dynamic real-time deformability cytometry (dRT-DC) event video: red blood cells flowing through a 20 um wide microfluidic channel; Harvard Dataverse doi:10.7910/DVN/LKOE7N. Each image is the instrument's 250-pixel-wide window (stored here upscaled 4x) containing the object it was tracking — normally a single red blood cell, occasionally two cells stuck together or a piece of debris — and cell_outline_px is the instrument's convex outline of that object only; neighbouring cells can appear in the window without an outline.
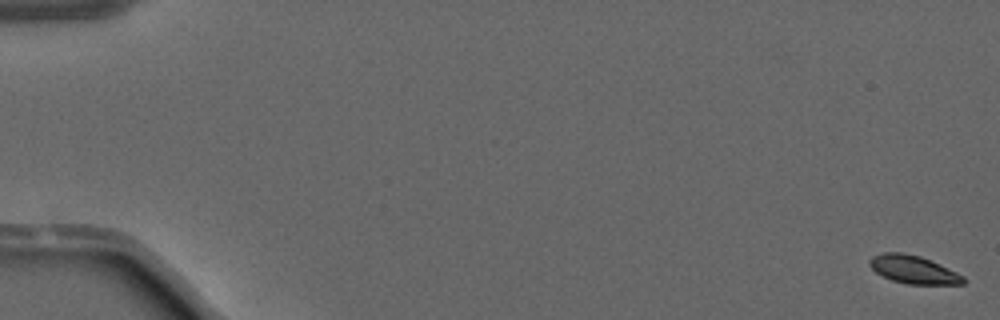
{"species": "common noctule bat (a hibernating species)", "species_latin": "Nyctalus noctula", "temperature_condition": "warm", "stored_images_in_passage": 53, "segment_of_instrument_passage": [1, 2], "camera_frame_rate_fps": 3000, "um_per_image_px": 0.085, "animal": {"sex": "male", "forearm_length_mm": 52.5}, "frame": {"image": 1, "passage_image": 1, "time_ms": 0.0, "image_size_px": [1000, 320], "cell_outline_px": [[968, 280], [964, 284], [908, 284], [892, 280], [876, 272], [868, 264], [868, 260], [872, 256], [884, 252], [904, 252], [920, 256], [940, 264], [964, 276]], "centroid_in_image_um": [77.65, 22.9], "position_along_channel_um": 7.3, "area_um2": 15.37}}
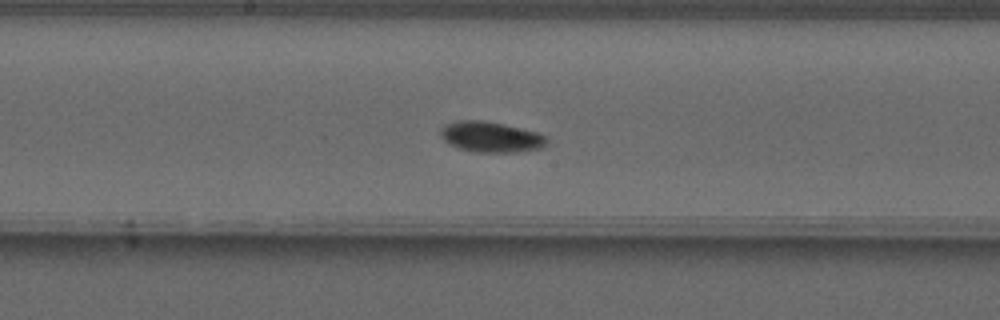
{"frame": {"image": 2, "passage_image": 29, "time_ms": 9.333, "image_size_px": [1000, 320], "cell_outline_px": [[548, 144], [544, 148], [520, 152], [476, 152], [460, 148], [448, 144], [440, 136], [440, 128], [444, 124], [456, 120], [484, 120], [504, 124], [540, 132], [548, 136]], "centroid_in_image_um": [41.77, 11.63], "position_along_channel_um": 206.4, "area_um2": 19.48}}
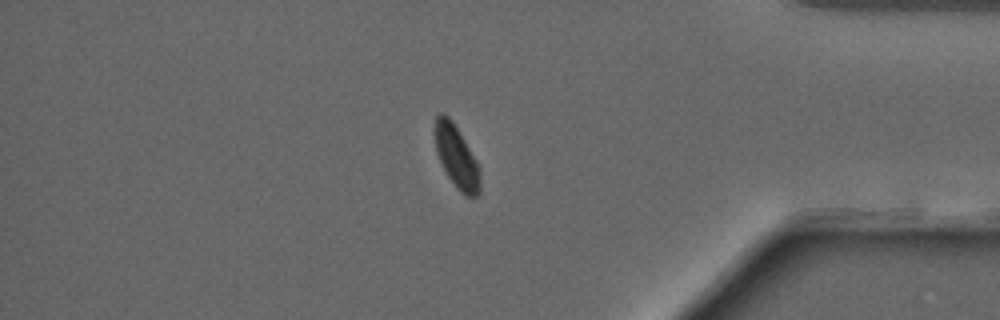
{"frame": {"image": 3, "passage_image": 45, "time_ms": 14.667, "image_size_px": [1000, 320], "cell_outline_px": [[480, 192], [476, 196], [464, 196], [456, 188], [448, 176], [436, 152], [436, 116], [440, 112], [444, 112], [452, 120], [476, 160], [480, 168]], "centroid_in_image_um": [38.83, 13.35], "position_along_channel_um": 396.4, "area_um2": 16.18}}